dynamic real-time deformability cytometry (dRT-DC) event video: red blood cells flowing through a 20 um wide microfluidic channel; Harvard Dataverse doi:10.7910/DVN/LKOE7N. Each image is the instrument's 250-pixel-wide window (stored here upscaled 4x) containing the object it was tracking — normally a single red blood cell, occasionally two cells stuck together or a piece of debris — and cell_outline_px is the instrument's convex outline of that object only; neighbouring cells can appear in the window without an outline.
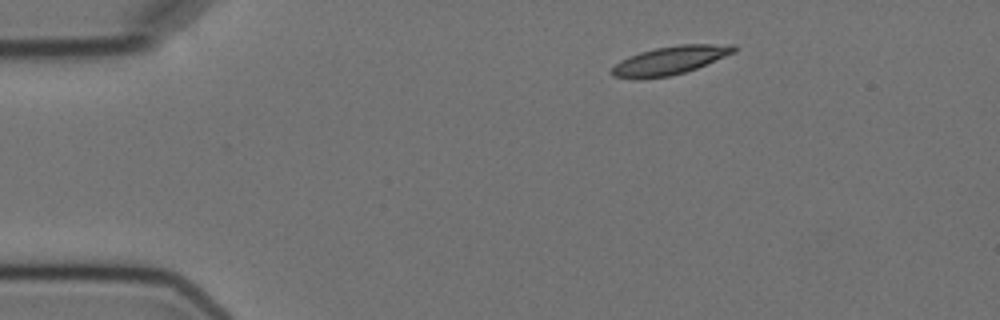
{"species": "Egyptian fruit bat (a non-hibernating species)", "species_latin": "Rousettus aegyptiacus", "temperature_condition": "cold", "stored_images_in_passage": 3, "camera_frame_rate_fps": 3000, "um_per_image_px": 0.085, "animal": {"sex": "female"}, "frame": {"image": 1, "passage_image": 1, "time_ms": 0.0, "image_size_px": [1000, 320], "cell_outline_px": [[740, 48], [736, 52], [696, 68], [684, 72], [668, 76], [612, 76], [608, 72], [620, 60], [628, 56], [640, 52], [656, 48], [680, 44], [736, 44]], "centroid_in_image_um": [57.06, 5.07], "position_along_channel_um": 27.9, "area_um2": 19.65}}